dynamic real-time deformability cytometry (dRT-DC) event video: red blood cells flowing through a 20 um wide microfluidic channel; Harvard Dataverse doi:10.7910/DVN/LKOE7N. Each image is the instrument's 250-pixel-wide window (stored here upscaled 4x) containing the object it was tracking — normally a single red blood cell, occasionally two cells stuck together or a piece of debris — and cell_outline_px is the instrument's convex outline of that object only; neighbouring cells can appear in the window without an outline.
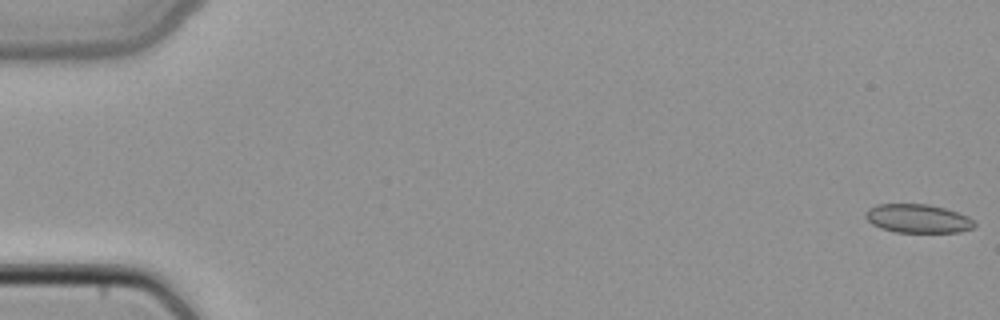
{"species": "common noctule bat (a hibernating species)", "species_latin": "Nyctalus noctula", "temperature_condition": "cold", "stored_images_in_passage": 13, "camera_frame_rate_fps": 3000, "um_per_image_px": 0.085, "animal": {"sex": "female", "body_mass_g": 22.7, "forearm_length_mm": 54.2}, "frame": {"image": 1, "passage_image": 1, "time_ms": 0.0, "image_size_px": [1000, 320], "cell_outline_px": [[976, 224], [972, 228], [960, 232], [896, 232], [880, 228], [872, 224], [864, 216], [864, 212], [868, 208], [880, 204], [928, 204], [944, 208], [968, 216]], "centroid_in_image_um": [77.99, 18.58], "position_along_channel_um": 7.0, "area_um2": 18.15}}